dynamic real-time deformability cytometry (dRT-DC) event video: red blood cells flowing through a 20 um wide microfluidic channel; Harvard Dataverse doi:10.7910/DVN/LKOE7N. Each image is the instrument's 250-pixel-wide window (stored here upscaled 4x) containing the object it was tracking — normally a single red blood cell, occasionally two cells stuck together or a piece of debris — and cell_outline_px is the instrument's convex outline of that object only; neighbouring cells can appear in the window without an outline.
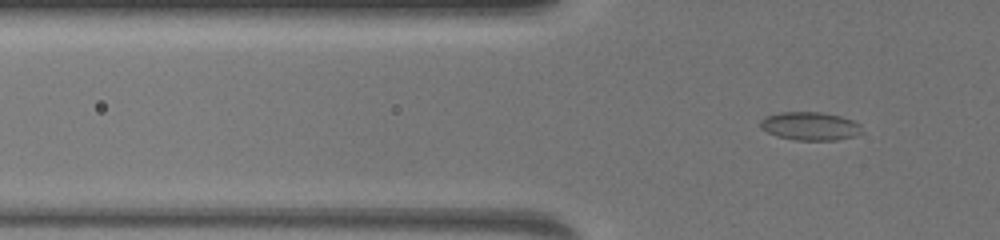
{"species": "common noctule bat (a hibernating species)", "species_latin": "Nyctalus noctula", "temperature_condition": "warm", "stored_images_in_passage": 55, "camera_frame_rate_fps": 3000, "um_per_image_px": 0.085, "animal": {"sex": "female", "body_mass_g": 19.5, "forearm_length_mm": 54.1}, "frame": {"image": 1, "passage_image": 15, "time_ms": 4.667, "image_size_px": [1000, 240], "cell_outline_px": [[864, 132], [856, 136], [836, 140], [796, 140], [776, 136], [760, 128], [760, 120], [764, 116], [780, 112], [820, 112], [840, 116], [852, 120], [860, 124]], "centroid_in_image_um": [68.86, 10.72], "position_along_channel_um": 56.9, "area_um2": 16.94}}
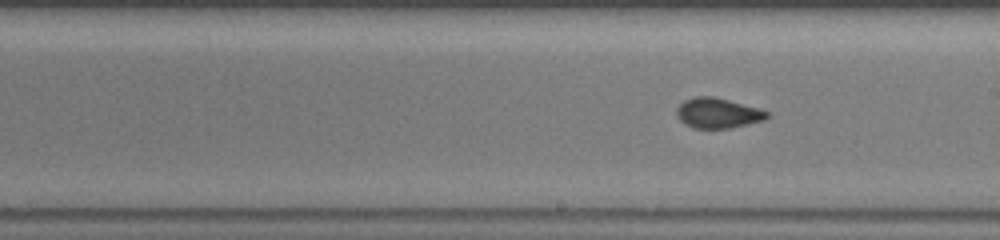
{"frame": {"image": 2, "passage_image": 32, "time_ms": 10.333, "image_size_px": [1000, 240], "cell_outline_px": [[772, 116], [764, 120], [748, 124], [728, 128], [692, 128], [684, 124], [676, 116], [676, 108], [684, 100], [696, 96], [712, 96], [760, 108], [768, 112]], "centroid_in_image_um": [61.01, 9.61], "position_along_channel_um": 228.0, "area_um2": 16.01}}
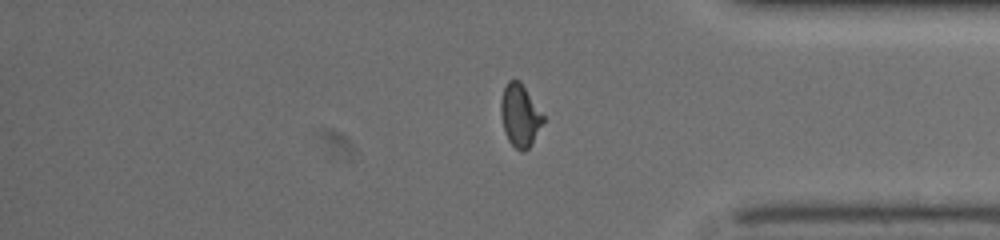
{"frame": {"image": 3, "passage_image": 48, "time_ms": 15.667, "image_size_px": [1000, 240], "cell_outline_px": [[544, 120], [532, 144], [524, 152], [520, 152], [508, 140], [504, 132], [500, 112], [500, 104], [504, 88], [508, 80], [520, 80], [544, 116]], "centroid_in_image_um": [44.18, 9.82], "position_along_channel_um": 391.0, "area_um2": 15.37}}